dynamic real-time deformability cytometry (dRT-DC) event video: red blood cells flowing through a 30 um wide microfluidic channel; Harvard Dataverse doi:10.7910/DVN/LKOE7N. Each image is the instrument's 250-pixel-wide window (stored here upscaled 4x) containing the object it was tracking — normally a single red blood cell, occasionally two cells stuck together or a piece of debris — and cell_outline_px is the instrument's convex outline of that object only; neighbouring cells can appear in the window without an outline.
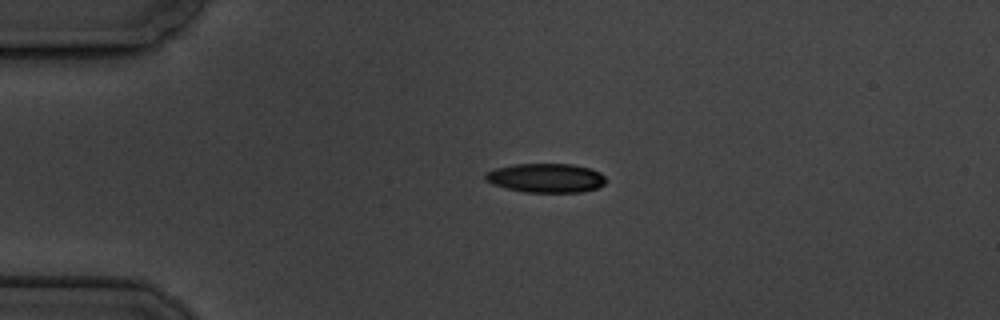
{"species": "common noctule bat (a hibernating species)", "species_latin": "Nyctalus noctula", "temperature_condition": "cold", "stored_images_in_passage": 3, "camera_frame_rate_fps": 3000, "um_per_image_px": 0.085, "animal": {"sex": "male", "body_mass_g": 19.5, "forearm_length_mm": 54.6}, "frame": {"image": 1, "passage_image": 2, "time_ms": 1.333, "image_size_px": [1000, 320], "cell_outline_px": [[604, 184], [596, 188], [580, 192], [524, 192], [504, 188], [492, 184], [484, 180], [484, 176], [488, 172], [496, 168], [516, 164], [572, 164], [588, 168], [600, 172], [604, 176]], "centroid_in_image_um": [46.37, 15.13], "position_along_channel_um": 38.6, "area_um2": 20.35}}